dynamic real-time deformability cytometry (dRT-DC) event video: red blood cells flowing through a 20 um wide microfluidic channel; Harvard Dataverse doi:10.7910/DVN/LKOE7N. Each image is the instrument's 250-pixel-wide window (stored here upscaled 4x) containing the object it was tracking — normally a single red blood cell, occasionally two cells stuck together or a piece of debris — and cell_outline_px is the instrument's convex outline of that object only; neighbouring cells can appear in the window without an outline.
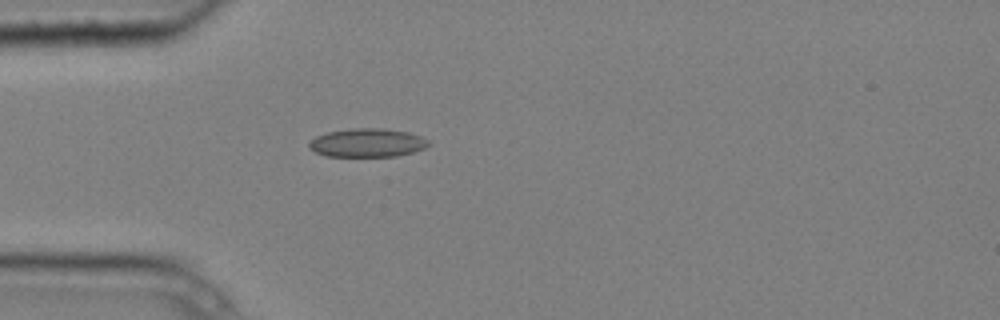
{"species": "common noctule bat (a hibernating species)", "species_latin": "Nyctalus noctula", "temperature_condition": "cold", "stored_images_in_passage": 3, "camera_frame_rate_fps": 3000, "um_per_image_px": 0.085, "animal": {"sex": "male", "body_mass_g": 20.4}, "frame": {"image": 1, "passage_image": 3, "time_ms": 0.667, "image_size_px": [1000, 320], "cell_outline_px": [[428, 144], [424, 148], [412, 152], [396, 156], [324, 156], [308, 148], [308, 144], [316, 136], [328, 132], [352, 128], [384, 128], [408, 132], [420, 136], [428, 140]], "centroid_in_image_um": [31.19, 12.13], "position_along_channel_um": 53.8, "area_um2": 19.77}}